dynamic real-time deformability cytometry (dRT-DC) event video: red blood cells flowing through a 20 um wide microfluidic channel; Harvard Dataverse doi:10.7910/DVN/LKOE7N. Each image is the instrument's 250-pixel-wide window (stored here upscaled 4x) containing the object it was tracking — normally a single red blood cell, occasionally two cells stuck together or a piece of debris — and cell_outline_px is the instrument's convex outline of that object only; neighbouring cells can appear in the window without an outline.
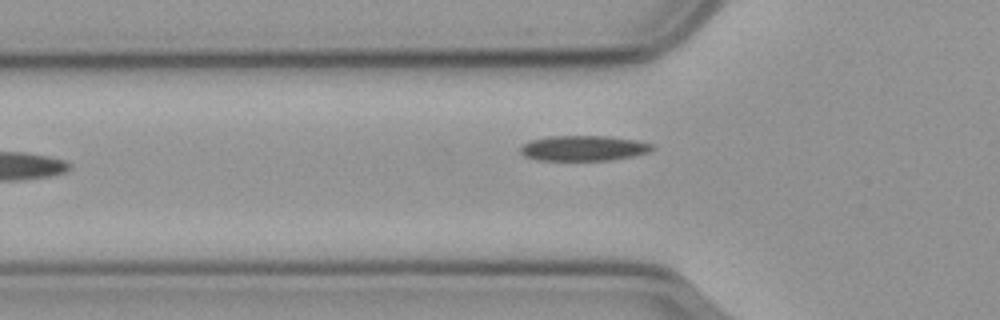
{"species": "common noctule bat (a hibernating species)", "species_latin": "Nyctalus noctula", "temperature_condition": "cold", "stored_images_in_passage": 24, "camera_frame_rate_fps": 3000, "um_per_image_px": 0.085, "animal": {"sex": "male", "body_mass_g": 23.1, "forearm_length_mm": 52.7}, "frame": {"image": 1, "passage_image": 2, "time_ms": 0.333, "image_size_px": [1000, 320], "cell_outline_px": [[656, 148], [648, 152], [632, 156], [612, 160], [536, 160], [524, 156], [520, 152], [520, 148], [524, 144], [532, 140], [548, 136], [608, 136], [636, 140], [656, 144]], "centroid_in_image_um": [49.64, 12.59], "position_along_channel_um": 76.2, "area_um2": 19.54}}
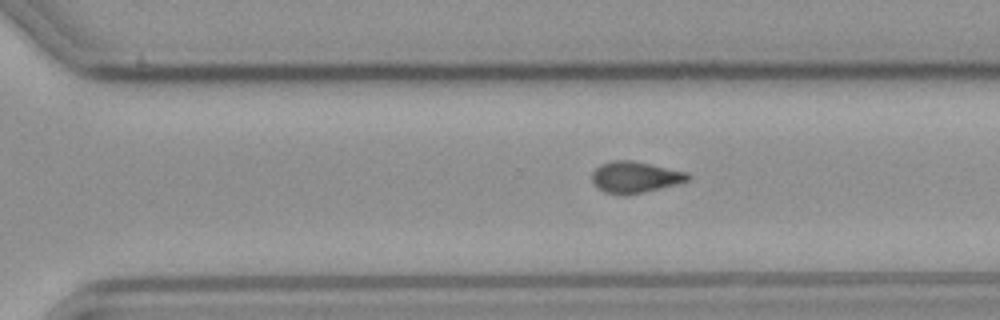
{"frame": {"image": 2, "passage_image": 18, "time_ms": 5.667, "image_size_px": [1000, 320], "cell_outline_px": [[692, 176], [688, 180], [676, 184], [644, 192], [604, 192], [596, 188], [592, 180], [592, 172], [600, 164], [612, 160], [632, 160], [688, 172]], "centroid_in_image_um": [53.99, 15.01], "position_along_channel_um": 316.6, "area_um2": 17.11}}
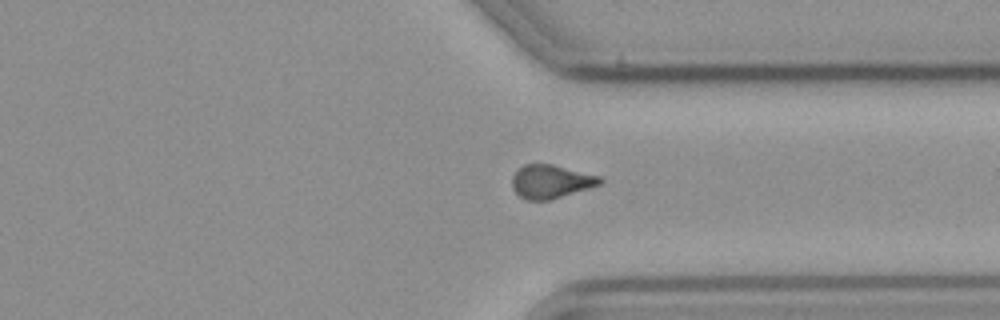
{"frame": {"image": 3, "passage_image": 22, "time_ms": 7.0, "image_size_px": [1000, 320], "cell_outline_px": [[604, 180], [600, 184], [588, 188], [548, 200], [528, 200], [520, 196], [512, 188], [512, 176], [524, 164], [552, 164], [600, 176]], "centroid_in_image_um": [46.81, 15.42], "position_along_channel_um": 364.6, "area_um2": 16.88}}